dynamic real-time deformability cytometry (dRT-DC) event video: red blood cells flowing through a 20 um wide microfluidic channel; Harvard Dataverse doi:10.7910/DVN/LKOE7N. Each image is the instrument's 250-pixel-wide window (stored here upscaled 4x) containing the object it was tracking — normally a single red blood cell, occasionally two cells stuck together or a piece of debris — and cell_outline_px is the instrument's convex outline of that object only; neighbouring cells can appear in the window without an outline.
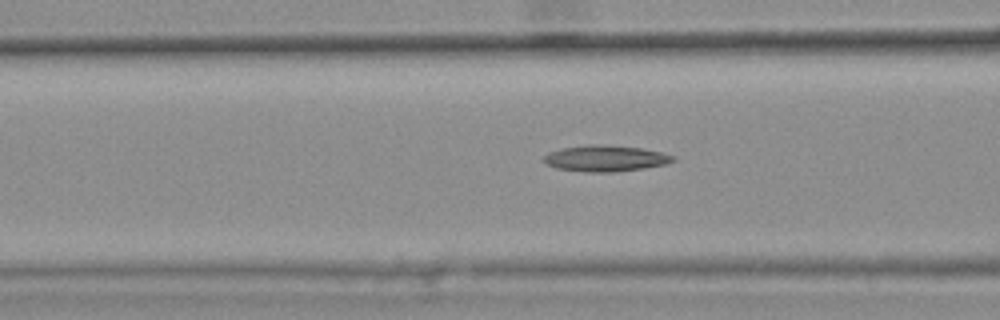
{"species": "common noctule bat (a hibernating species)", "species_latin": "Nyctalus noctula", "temperature_condition": "warm", "stored_images_in_passage": 47, "camera_frame_rate_fps": 3000, "um_per_image_px": 0.085, "animal": {"sex": "female", "body_mass_g": 25.1}, "frame": {"image": 1, "passage_image": 21, "time_ms": 6.667, "image_size_px": [1000, 320], "cell_outline_px": [[676, 160], [664, 164], [644, 168], [616, 172], [588, 172], [556, 168], [548, 164], [544, 160], [544, 156], [548, 152], [560, 148], [588, 144], [600, 144], [640, 148], [660, 152], [676, 156]], "centroid_in_image_um": [51.46, 13.46], "position_along_channel_um": 115.1, "area_um2": 19.65}}